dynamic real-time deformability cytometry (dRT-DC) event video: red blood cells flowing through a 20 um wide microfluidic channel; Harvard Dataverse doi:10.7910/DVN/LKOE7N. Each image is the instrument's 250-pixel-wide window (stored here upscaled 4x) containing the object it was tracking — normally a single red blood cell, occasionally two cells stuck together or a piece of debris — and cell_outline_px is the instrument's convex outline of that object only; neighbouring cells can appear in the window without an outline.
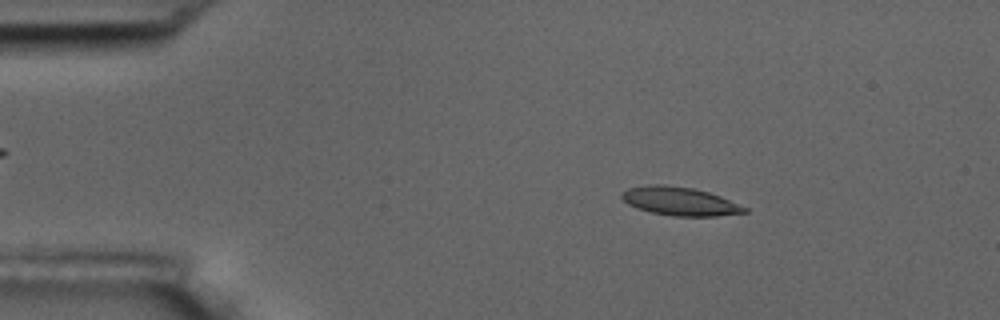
{"species": "common noctule bat (a hibernating species)", "species_latin": "Nyctalus noctula", "temperature_condition": "room temperature", "stored_images_in_passage": 4, "camera_frame_rate_fps": 3000, "um_per_image_px": 0.085, "animal": {"sex": "male", "body_mass_g": 17.5, "forearm_length_mm": 52.3}, "frame": {"image": 1, "passage_image": 2, "time_ms": 1.0, "image_size_px": [1000, 320], "cell_outline_px": [[748, 212], [716, 216], [672, 216], [652, 212], [636, 208], [628, 204], [620, 196], [620, 192], [628, 188], [652, 184], [664, 184], [692, 188], [708, 192], [720, 196], [748, 208]], "centroid_in_image_um": [57.76, 17.1], "position_along_channel_um": 27.2, "area_um2": 20.35}}